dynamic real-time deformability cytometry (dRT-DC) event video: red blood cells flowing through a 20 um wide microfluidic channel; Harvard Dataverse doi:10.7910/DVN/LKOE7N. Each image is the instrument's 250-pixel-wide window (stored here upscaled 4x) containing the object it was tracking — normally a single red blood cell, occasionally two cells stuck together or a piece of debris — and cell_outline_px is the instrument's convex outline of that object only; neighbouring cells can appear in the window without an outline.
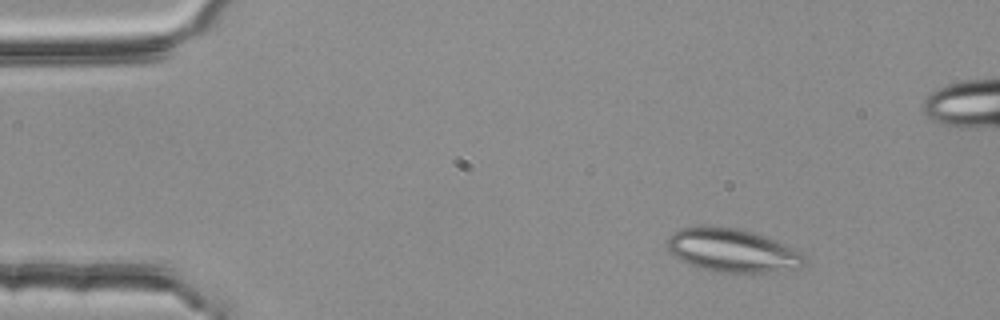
{"species": "common noctule bat (a hibernating species)", "species_latin": "Nyctalus noctula", "temperature_condition": "room temperature", "stored_images_in_passage": 4, "camera_frame_rate_fps": 3000, "um_per_image_px": 0.085, "animal": {"sex": "female", "body_mass_g": 25.1}, "frame": {"image": 1, "passage_image": 1, "time_ms": 0.0, "image_size_px": [1000, 320], "cell_outline_px": [[808, 260], [800, 268], [768, 272], [720, 272], [704, 268], [680, 260], [668, 252], [664, 244], [664, 240], [672, 232], [680, 228], [740, 228], [776, 240], [808, 256]], "centroid_in_image_um": [62.25, 21.3], "position_along_channel_um": 22.7, "area_um2": 34.39}}